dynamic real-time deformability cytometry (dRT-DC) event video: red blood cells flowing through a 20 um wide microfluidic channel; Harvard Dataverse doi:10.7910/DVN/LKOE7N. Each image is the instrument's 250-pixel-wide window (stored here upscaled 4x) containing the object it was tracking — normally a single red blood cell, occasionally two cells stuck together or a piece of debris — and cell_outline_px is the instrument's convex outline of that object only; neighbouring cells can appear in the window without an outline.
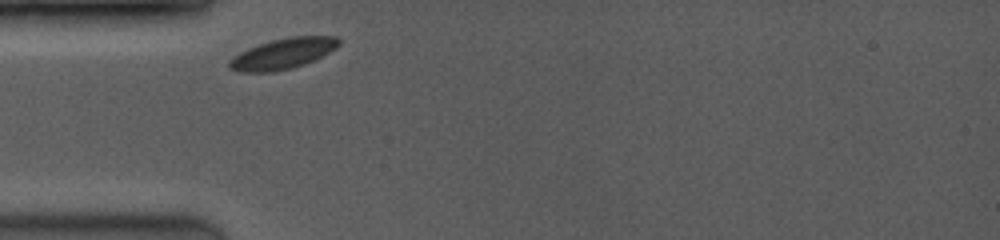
{"species": "common noctule bat (a hibernating species)", "species_latin": "Nyctalus noctula", "temperature_condition": "room temperature", "stored_images_in_passage": 2, "camera_frame_rate_fps": 3500, "um_per_image_px": 0.085, "animal": {"sex": "female", "body_mass_g": 19.0, "forearm_length_mm": 53.3}, "frame": {"image": 1, "passage_image": 1, "time_ms": 0.0, "image_size_px": [1000, 240], "cell_outline_px": [[340, 44], [336, 48], [304, 64], [292, 68], [268, 72], [236, 72], [228, 68], [228, 60], [232, 56], [248, 48], [272, 40], [288, 36], [336, 36], [340, 40]], "centroid_in_image_um": [23.99, 4.56], "position_along_channel_um": 61.0, "area_um2": 19.54}}